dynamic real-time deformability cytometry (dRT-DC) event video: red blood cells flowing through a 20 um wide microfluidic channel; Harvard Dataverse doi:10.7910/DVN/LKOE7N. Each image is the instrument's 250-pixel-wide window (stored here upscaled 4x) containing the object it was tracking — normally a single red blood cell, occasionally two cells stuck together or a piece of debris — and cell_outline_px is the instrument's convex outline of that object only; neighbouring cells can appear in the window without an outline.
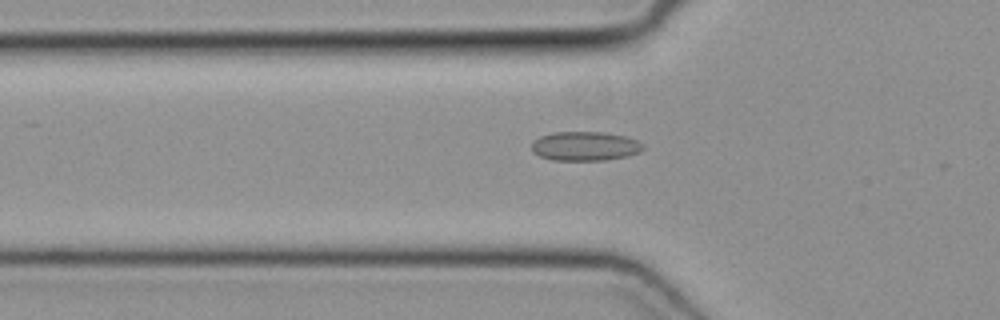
{"species": "common noctule bat (a hibernating species)", "species_latin": "Nyctalus noctula", "temperature_condition": "cold", "stored_images_in_passage": 49, "camera_frame_rate_fps": 3000, "um_per_image_px": 0.085, "animal": {"sex": "female", "body_mass_g": 19.3, "forearm_length_mm": 54.1}, "frame": {"image": 1, "passage_image": 17, "time_ms": 5.333, "image_size_px": [1000, 320], "cell_outline_px": [[644, 148], [640, 152], [628, 156], [604, 160], [552, 160], [540, 156], [532, 152], [532, 140], [540, 136], [552, 132], [604, 132], [624, 136], [636, 140], [644, 144]], "centroid_in_image_um": [49.71, 12.42], "position_along_channel_um": 76.1, "area_um2": 19.07}}
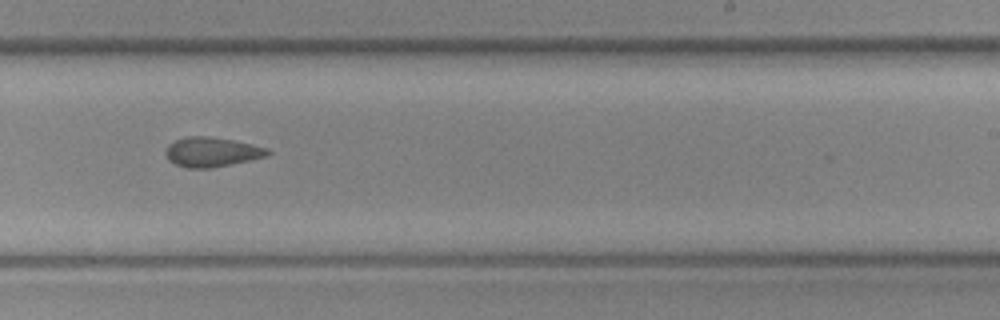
{"frame": {"image": 2, "passage_image": 31, "time_ms": 10.0, "image_size_px": [1000, 320], "cell_outline_px": [[272, 152], [268, 156], [212, 168], [184, 168], [168, 160], [164, 152], [168, 144], [176, 140], [188, 136], [208, 136], [232, 140], [252, 144], [268, 148]], "centroid_in_image_um": [17.99, 12.92], "position_along_channel_um": 271.0, "area_um2": 17.69}}
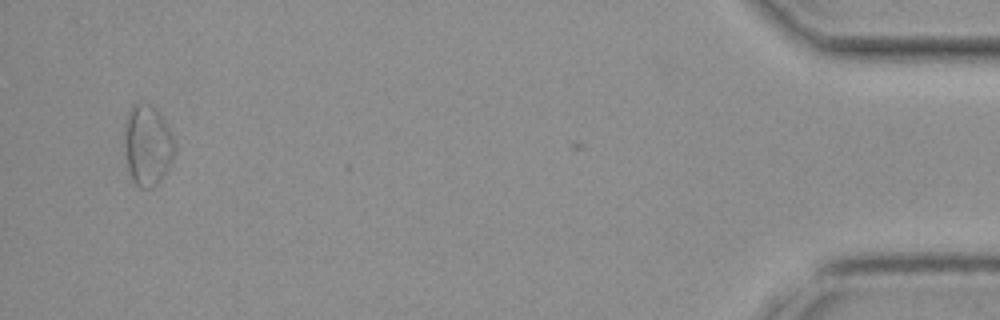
{"frame": {"image": 3, "passage_image": 48, "time_ms": 15.667, "image_size_px": [1000, 320], "cell_outline_px": [[172, 156], [160, 180], [152, 188], [140, 188], [132, 180], [128, 168], [124, 144], [124, 128], [128, 112], [132, 104], [152, 104], [168, 128], [172, 136]], "centroid_in_image_um": [12.47, 12.34], "position_along_channel_um": 422.7, "area_um2": 22.83}}